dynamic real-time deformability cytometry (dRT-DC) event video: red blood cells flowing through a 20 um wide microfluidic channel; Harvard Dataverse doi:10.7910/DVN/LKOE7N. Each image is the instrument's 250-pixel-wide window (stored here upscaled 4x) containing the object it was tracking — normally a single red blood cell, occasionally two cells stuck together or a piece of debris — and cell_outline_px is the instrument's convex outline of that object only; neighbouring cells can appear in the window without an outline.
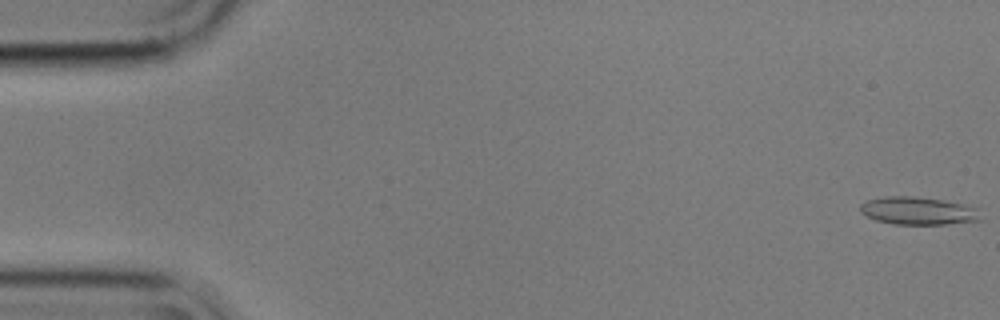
{"species": "common noctule bat (a hibernating species)", "species_latin": "Nyctalus noctula", "temperature_condition": "cold", "stored_images_in_passage": 56, "camera_frame_rate_fps": 3000, "um_per_image_px": 0.085, "animal": {"sex": "male", "body_mass_g": 17.9}, "frame": {"image": 1, "passage_image": 1, "time_ms": 0.0, "image_size_px": [1000, 320], "cell_outline_px": [[980, 220], [948, 224], [892, 224], [876, 220], [860, 212], [860, 204], [868, 200], [884, 196], [912, 196], [944, 200], [976, 208]], "centroid_in_image_um": [77.98, 17.92], "position_along_channel_um": 7.0, "area_um2": 19.25}}
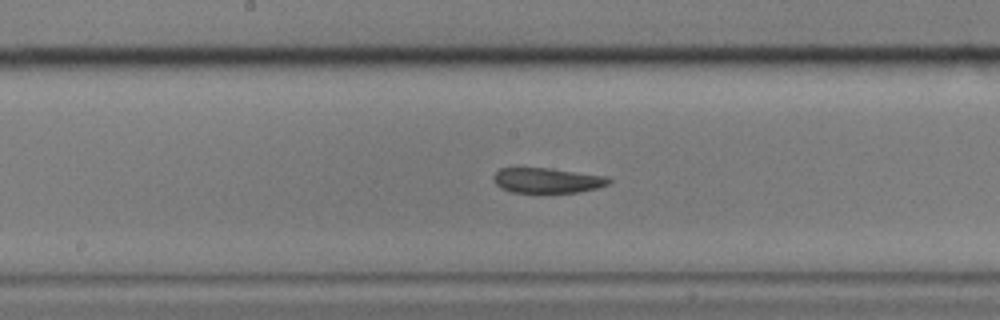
{"frame": {"image": 2, "passage_image": 29, "time_ms": 9.333, "image_size_px": [1000, 320], "cell_outline_px": [[612, 180], [608, 184], [596, 188], [576, 192], [512, 192], [500, 188], [492, 180], [492, 176], [500, 168], [552, 168], [608, 176]], "centroid_in_image_um": [46.5, 15.32], "position_along_channel_um": 201.7, "area_um2": 16.94}}
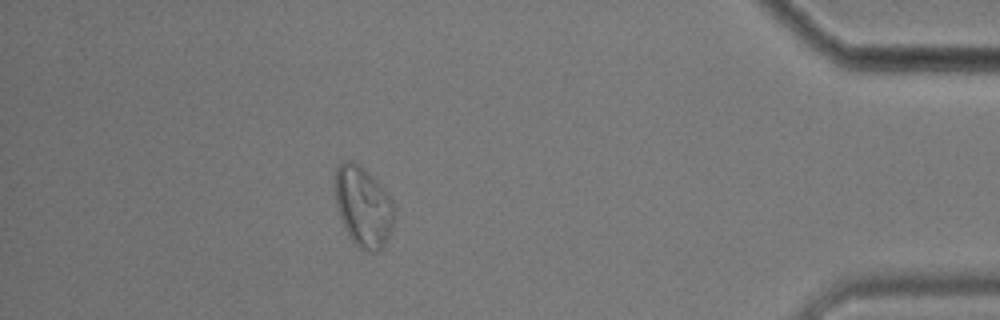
{"frame": {"image": 3, "passage_image": 50, "time_ms": 16.333, "image_size_px": [1000, 320], "cell_outline_px": [[396, 212], [392, 228], [384, 244], [376, 252], [364, 252], [356, 248], [348, 236], [340, 220], [336, 208], [336, 168], [344, 160], [352, 160], [360, 164], [376, 180], [392, 200], [396, 208]], "centroid_in_image_um": [30.87, 17.6], "position_along_channel_um": 404.3, "area_um2": 28.15}, "authors_computed_cell_mechanics": {"area_um2": 18.9584, "velocity_mm_per_s": 3.5571, "shape_relaxation_time_tau1_ms": null, "shape_relaxation_time_tau2_ms": 8.1468, "deformation_change_tau1": null, "deformation_change_tau2": 0.1188}}